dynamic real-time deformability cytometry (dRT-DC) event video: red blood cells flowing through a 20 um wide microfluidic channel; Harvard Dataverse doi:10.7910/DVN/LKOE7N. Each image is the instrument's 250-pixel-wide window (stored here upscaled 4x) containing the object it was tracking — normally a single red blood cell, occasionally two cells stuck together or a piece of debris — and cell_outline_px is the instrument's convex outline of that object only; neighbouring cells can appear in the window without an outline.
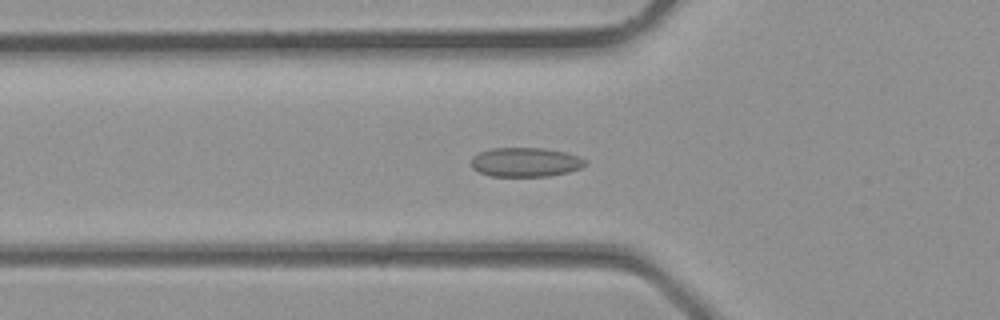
{"species": "common noctule bat (a hibernating species)", "species_latin": "Nyctalus noctula", "temperature_condition": "room temperature", "stored_images_in_passage": 36, "camera_frame_rate_fps": 3000, "um_per_image_px": 0.085, "animal": {"sex": "male", "body_mass_g": 23.1, "forearm_length_mm": 52.7}, "frame": {"image": 1, "passage_image": 12, "time_ms": 3.667, "image_size_px": [1000, 320], "cell_outline_px": [[588, 164], [580, 168], [568, 172], [548, 176], [492, 176], [480, 172], [472, 168], [472, 156], [480, 152], [492, 148], [544, 148], [568, 152], [580, 156], [588, 160]], "centroid_in_image_um": [44.72, 13.77], "position_along_channel_um": 81.1, "area_um2": 19.59}}
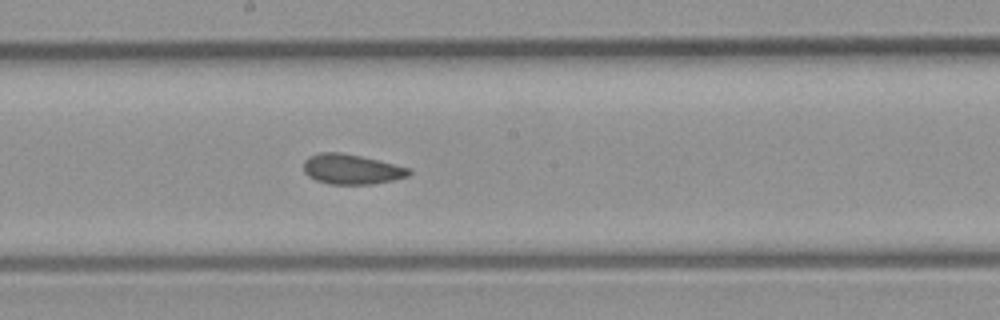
{"frame": {"image": 2, "passage_image": 19, "time_ms": 6.0, "image_size_px": [1000, 320], "cell_outline_px": [[412, 172], [408, 176], [392, 180], [372, 184], [328, 184], [316, 180], [308, 176], [304, 172], [304, 160], [308, 156], [320, 152], [340, 152], [360, 156], [412, 168]], "centroid_in_image_um": [29.87, 14.38], "position_along_channel_um": 218.3, "area_um2": 18.5}}
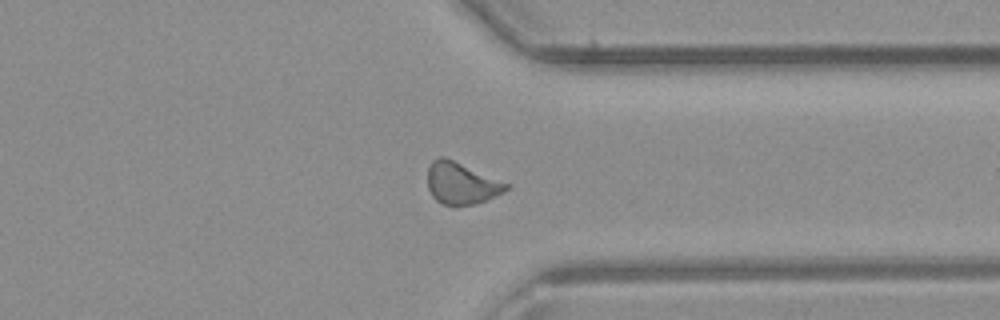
{"frame": {"image": 3, "passage_image": 27, "time_ms": 8.667, "image_size_px": [1000, 320], "cell_outline_px": [[508, 188], [504, 192], [476, 204], [456, 208], [452, 208], [436, 200], [432, 196], [428, 188], [428, 168], [432, 160], [440, 156], [444, 156], [508, 184]], "centroid_in_image_um": [39.17, 15.62], "position_along_channel_um": 372.2, "area_um2": 19.19}}